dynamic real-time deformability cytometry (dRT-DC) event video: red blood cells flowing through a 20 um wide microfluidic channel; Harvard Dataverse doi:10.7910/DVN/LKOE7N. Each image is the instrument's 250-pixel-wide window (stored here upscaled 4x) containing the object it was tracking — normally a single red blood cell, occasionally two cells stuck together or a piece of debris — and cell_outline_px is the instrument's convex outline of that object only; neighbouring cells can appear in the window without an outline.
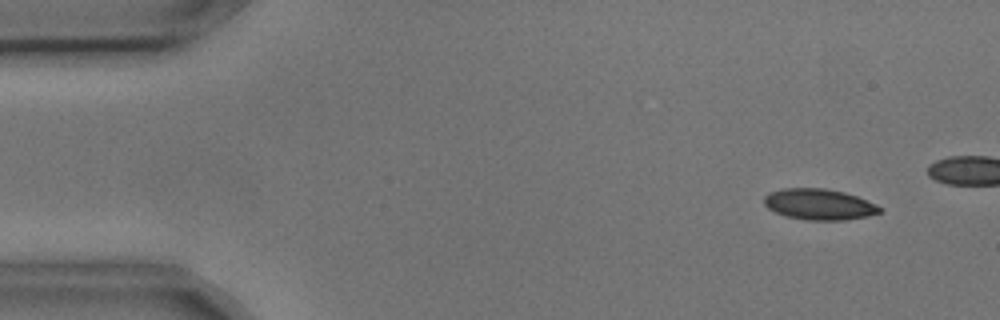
{"species": "common noctule bat (a hibernating species)", "species_latin": "Nyctalus noctula", "temperature_condition": "cold", "stored_images_in_passage": 6, "camera_frame_rate_fps": 3000, "um_per_image_px": 0.085, "animal": {"sex": "male", "body_mass_g": 17.9, "forearm_length_mm": 54.2}, "frame": {"image": 1, "passage_image": 2, "time_ms": 0.333, "image_size_px": [1000, 320], "cell_outline_px": [[884, 212], [868, 216], [844, 220], [804, 220], [788, 216], [776, 212], [768, 208], [764, 204], [764, 196], [768, 192], [784, 188], [824, 188], [844, 192], [856, 196], [876, 204], [884, 208]], "centroid_in_image_um": [69.65, 17.37], "position_along_channel_um": 15.3, "area_um2": 20.98}}